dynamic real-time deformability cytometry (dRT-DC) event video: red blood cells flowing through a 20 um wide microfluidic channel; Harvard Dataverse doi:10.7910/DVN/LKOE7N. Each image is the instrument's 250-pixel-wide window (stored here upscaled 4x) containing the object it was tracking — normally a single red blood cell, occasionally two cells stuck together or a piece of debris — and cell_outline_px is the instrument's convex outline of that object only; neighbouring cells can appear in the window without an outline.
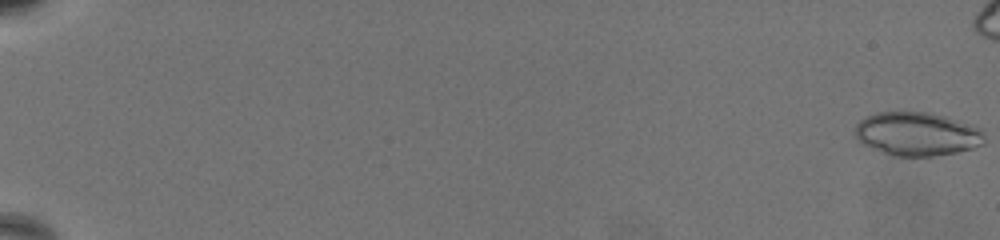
{"species": "common noctule bat (a hibernating species)", "species_latin": "Nyctalus noctula", "temperature_condition": "warm", "stored_images_in_passage": 66, "camera_frame_rate_fps": 3000, "um_per_image_px": 0.085, "animal": {"sex": "female", "body_mass_g": 19.5, "forearm_length_mm": 54.1}, "frame": {"image": 1, "passage_image": 1, "time_ms": 0.0, "image_size_px": [1000, 240], "cell_outline_px": [[984, 144], [972, 148], [956, 152], [932, 156], [892, 156], [864, 144], [856, 136], [856, 124], [860, 120], [876, 112], [928, 112], [944, 116], [972, 124], [980, 128], [984, 132]], "centroid_in_image_um": [77.98, 11.38], "position_along_channel_um": 7.0, "area_um2": 32.71}}
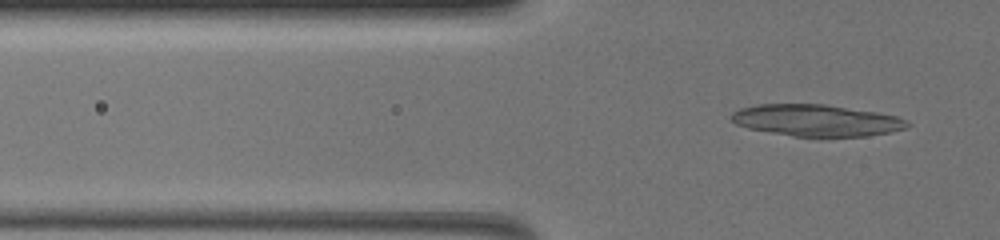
{"frame": {"image": 2, "passage_image": 25, "time_ms": 8.0, "image_size_px": [1000, 240], "cell_outline_px": [[912, 124], [904, 128], [892, 132], [868, 136], [792, 136], [748, 128], [736, 124], [728, 116], [732, 112], [740, 108], [756, 104], [824, 104], [876, 112], [896, 116], [908, 120]], "centroid_in_image_um": [69.39, 10.23], "position_along_channel_um": 56.4, "area_um2": 32.48}}